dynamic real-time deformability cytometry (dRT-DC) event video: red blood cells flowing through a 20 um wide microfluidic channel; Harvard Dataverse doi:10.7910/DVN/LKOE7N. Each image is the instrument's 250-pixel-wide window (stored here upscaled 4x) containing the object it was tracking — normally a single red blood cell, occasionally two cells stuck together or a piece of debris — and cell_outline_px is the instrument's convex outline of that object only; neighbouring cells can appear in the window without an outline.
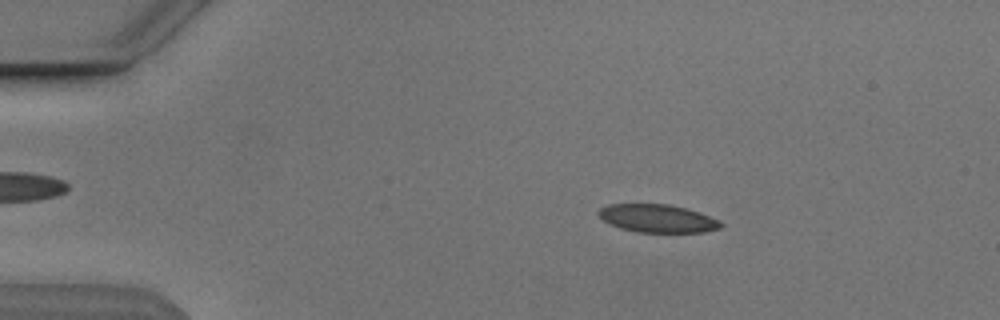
{"species": "Egyptian fruit bat (a non-hibernating species)", "species_latin": "Rousettus aegyptiacus", "temperature_condition": "cold", "stored_images_in_passage": 17, "camera_frame_rate_fps": 3000, "um_per_image_px": 0.085, "animal": {"sex": "male"}, "frame": {"image": 1, "passage_image": 9, "time_ms": 2.667, "image_size_px": [1000, 320], "cell_outline_px": [[724, 224], [720, 228], [704, 232], [636, 232], [620, 228], [608, 224], [596, 212], [600, 208], [608, 204], [668, 204], [700, 212]], "centroid_in_image_um": [55.84, 18.57], "position_along_channel_um": 29.2, "area_um2": 19.88}}
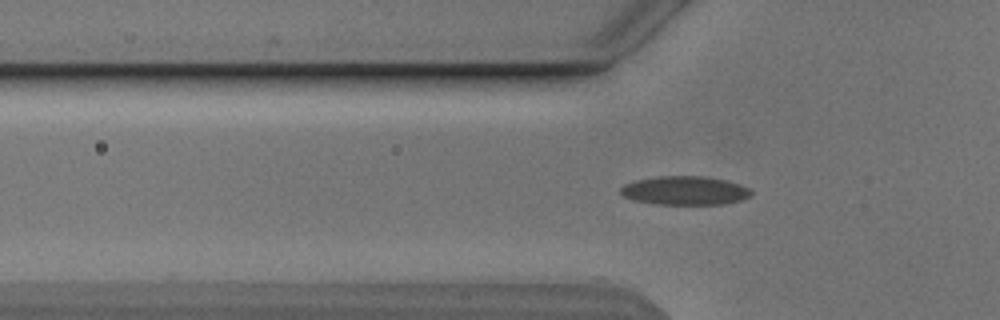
{"frame": {"image": 2, "passage_image": 17, "time_ms": 5.333, "image_size_px": [1000, 320], "cell_outline_px": [[752, 196], [740, 200], [724, 204], [656, 204], [632, 200], [624, 196], [620, 192], [620, 188], [624, 184], [636, 180], [656, 176], [704, 176], [724, 180], [740, 184], [748, 188], [752, 192]], "centroid_in_image_um": [58.2, 16.2], "position_along_channel_um": 67.6, "area_um2": 21.91}}